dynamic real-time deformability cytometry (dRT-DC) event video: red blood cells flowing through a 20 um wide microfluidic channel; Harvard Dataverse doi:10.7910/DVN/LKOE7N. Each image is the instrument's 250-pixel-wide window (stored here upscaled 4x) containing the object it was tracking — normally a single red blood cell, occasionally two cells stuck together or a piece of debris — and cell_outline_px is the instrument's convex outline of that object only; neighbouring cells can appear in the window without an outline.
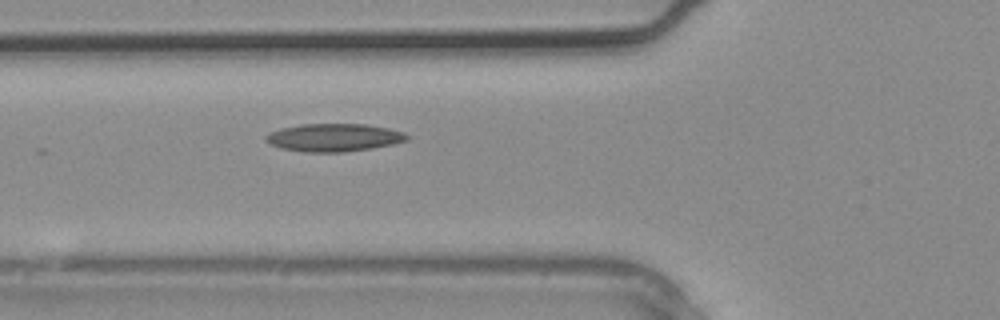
{"species": "common noctule bat (a hibernating species)", "species_latin": "Nyctalus noctula", "temperature_condition": "warm", "stored_images_in_passage": 2, "camera_frame_rate_fps": 3000, "um_per_image_px": 0.085, "animal": {"sex": "male", "body_mass_g": 20.4}, "frame": {"image": 1, "passage_image": 2, "time_ms": 0.333, "image_size_px": [1000, 320], "cell_outline_px": [[408, 140], [392, 144], [372, 148], [344, 152], [304, 152], [280, 148], [264, 140], [264, 136], [272, 132], [284, 128], [300, 124], [364, 124], [388, 128], [404, 132], [408, 136]], "centroid_in_image_um": [28.39, 11.69], "position_along_channel_um": 97.4, "area_um2": 22.77}}